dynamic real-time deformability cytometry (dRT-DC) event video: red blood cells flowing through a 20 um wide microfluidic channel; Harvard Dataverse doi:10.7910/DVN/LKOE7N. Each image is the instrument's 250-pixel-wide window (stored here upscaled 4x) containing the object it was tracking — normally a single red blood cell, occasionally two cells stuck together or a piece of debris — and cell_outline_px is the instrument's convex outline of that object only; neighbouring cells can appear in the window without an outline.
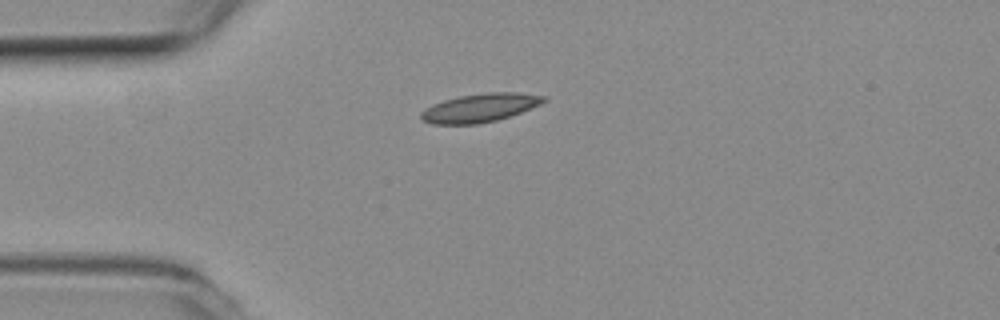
{"species": "common noctule bat (a hibernating species)", "species_latin": "Nyctalus noctula", "temperature_condition": "room temperature", "stored_images_in_passage": 6, "camera_frame_rate_fps": 3000, "um_per_image_px": 0.085, "animal": {"sex": "female", "body_mass_g": 19.3, "forearm_length_mm": 54.1}, "frame": {"image": 1, "passage_image": 1, "time_ms": 0.0, "image_size_px": [1000, 320], "cell_outline_px": [[548, 100], [540, 104], [520, 112], [496, 120], [476, 124], [432, 124], [424, 120], [420, 116], [420, 112], [424, 108], [432, 104], [444, 100], [460, 96], [488, 92], [516, 92], [544, 96]], "centroid_in_image_um": [40.76, 9.16], "position_along_channel_um": 44.2, "area_um2": 20.17}}
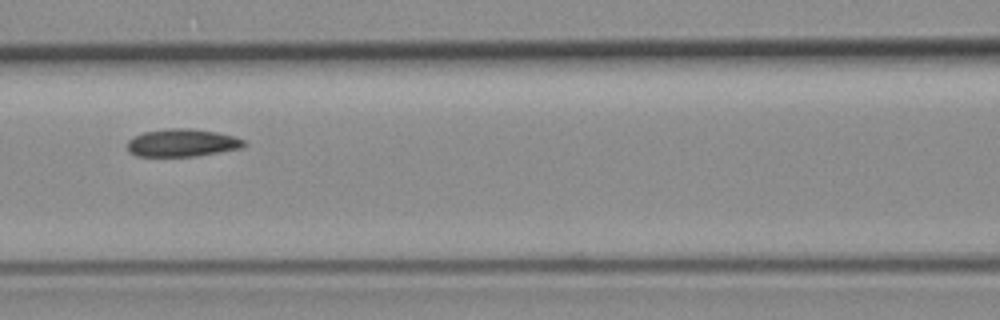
{"frame": {"image": 2, "passage_image": 4, "time_ms": 1.0, "image_size_px": [1000, 320], "cell_outline_px": [[244, 148], [196, 156], [136, 156], [128, 152], [128, 140], [132, 136], [144, 132], [168, 128], [192, 128], [216, 132], [232, 136], [244, 140]], "centroid_in_image_um": [15.46, 12.14], "position_along_channel_um": 151.1, "area_um2": 18.9}}
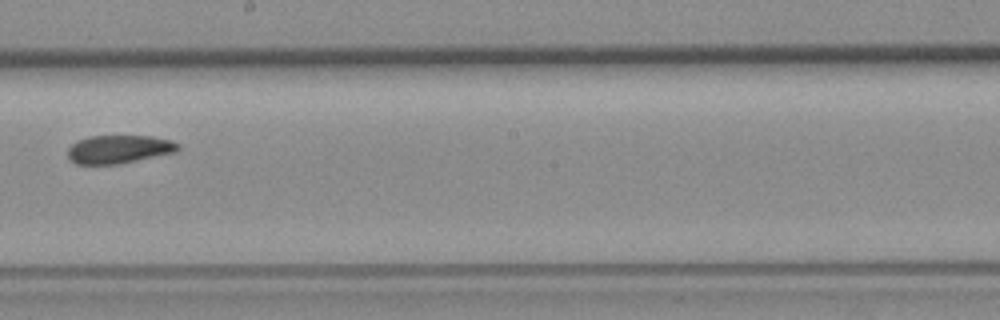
{"frame": {"image": 3, "passage_image": 6, "time_ms": 1.667, "image_size_px": [1000, 320], "cell_outline_px": [[180, 148], [176, 152], [120, 164], [76, 164], [68, 156], [68, 148], [76, 140], [88, 136], [152, 136], [172, 140], [180, 144]], "centroid_in_image_um": [10.13, 12.68], "position_along_channel_um": 238.1, "area_um2": 18.32}}